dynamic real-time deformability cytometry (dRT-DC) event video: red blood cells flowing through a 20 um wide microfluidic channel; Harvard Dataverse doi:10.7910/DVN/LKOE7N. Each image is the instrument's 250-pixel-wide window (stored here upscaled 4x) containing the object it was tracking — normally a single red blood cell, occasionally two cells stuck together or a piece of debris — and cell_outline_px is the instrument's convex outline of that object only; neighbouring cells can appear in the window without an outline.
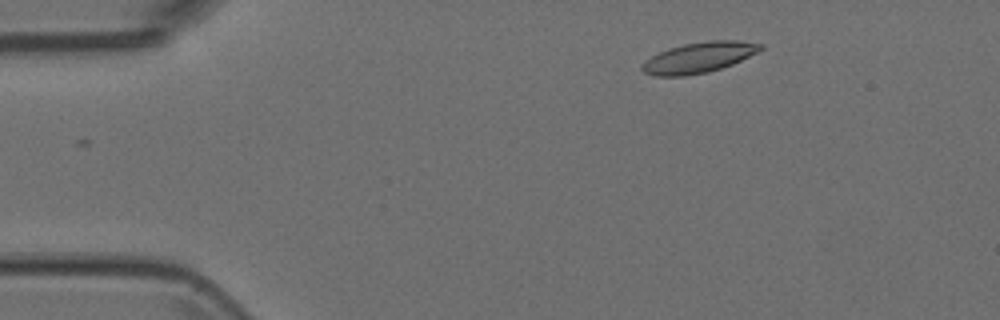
{"species": "Egyptian fruit bat (a non-hibernating species)", "species_latin": "Rousettus aegyptiacus", "temperature_condition": "room temperature", "stored_images_in_passage": 46, "camera_frame_rate_fps": 3000, "um_per_image_px": 0.085, "animal": {"sex": "female"}, "frame": {"image": 1, "passage_image": 1, "time_ms": 0.0, "image_size_px": [1000, 320], "cell_outline_px": [[764, 48], [732, 64], [708, 72], [684, 76], [656, 76], [644, 72], [640, 68], [640, 64], [652, 56], [668, 48], [684, 44], [712, 40], [736, 40], [764, 44]], "centroid_in_image_um": [59.38, 4.89], "position_along_channel_um": 25.6, "area_um2": 20.92}}
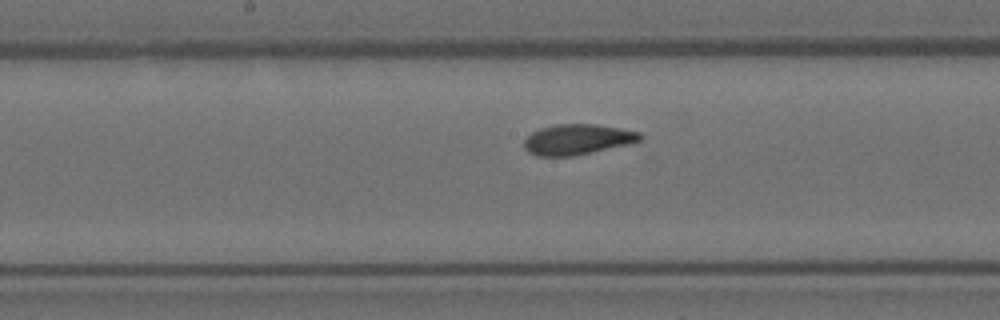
{"frame": {"image": 2, "passage_image": 20, "time_ms": 6.333, "image_size_px": [1000, 320], "cell_outline_px": [[644, 136], [640, 140], [628, 144], [572, 156], [536, 156], [528, 152], [524, 148], [524, 140], [532, 132], [540, 128], [556, 124], [596, 124], [620, 128], [640, 132]], "centroid_in_image_um": [49.06, 11.84], "position_along_channel_um": 199.1, "area_um2": 20.52}}
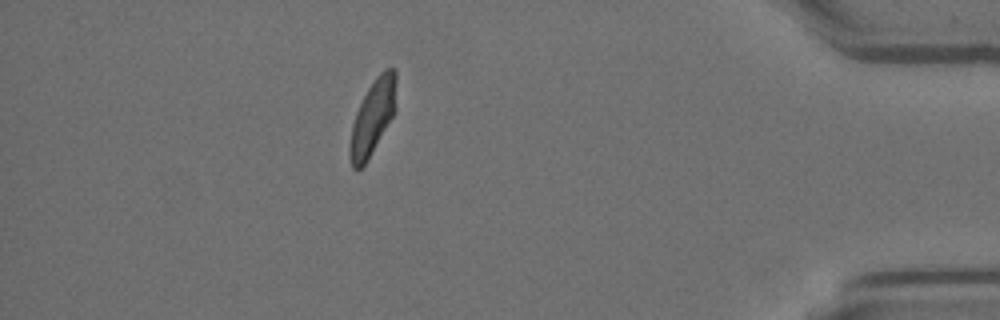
{"frame": {"image": 3, "passage_image": 40, "time_ms": 13.0, "image_size_px": [1000, 320], "cell_outline_px": [[396, 112], [364, 164], [356, 172], [352, 168], [348, 156], [348, 144], [352, 124], [356, 112], [368, 88], [376, 76], [384, 68], [396, 68]], "centroid_in_image_um": [31.67, 9.96], "position_along_channel_um": 403.5, "area_um2": 20.46}}